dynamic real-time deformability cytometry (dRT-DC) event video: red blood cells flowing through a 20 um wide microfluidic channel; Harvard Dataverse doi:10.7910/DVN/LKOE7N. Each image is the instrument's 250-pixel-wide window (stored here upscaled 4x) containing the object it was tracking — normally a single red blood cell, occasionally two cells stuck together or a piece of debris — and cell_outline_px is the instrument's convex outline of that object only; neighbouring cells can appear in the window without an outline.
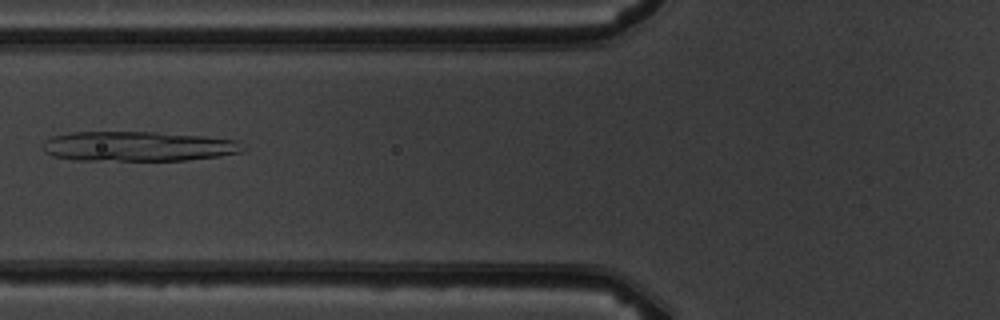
{"species": "common noctule bat (a hibernating species)", "species_latin": "Nyctalus noctula", "temperature_condition": "warm", "stored_images_in_passage": 8, "camera_frame_rate_fps": 3000, "um_per_image_px": 0.085, "animal": {"sex": "male", "body_mass_g": 19.5, "forearm_length_mm": 54.6}, "frame": {"image": 1, "passage_image": 6, "time_ms": 6.0, "image_size_px": [1000, 320], "cell_outline_px": [[248, 148], [240, 152], [220, 156], [188, 160], [76, 160], [52, 156], [44, 152], [40, 144], [44, 140], [52, 136], [72, 132], [152, 132], [204, 136], [240, 140]], "centroid_in_image_um": [11.75, 12.44], "position_along_channel_um": 114.1, "area_um2": 35.2}}